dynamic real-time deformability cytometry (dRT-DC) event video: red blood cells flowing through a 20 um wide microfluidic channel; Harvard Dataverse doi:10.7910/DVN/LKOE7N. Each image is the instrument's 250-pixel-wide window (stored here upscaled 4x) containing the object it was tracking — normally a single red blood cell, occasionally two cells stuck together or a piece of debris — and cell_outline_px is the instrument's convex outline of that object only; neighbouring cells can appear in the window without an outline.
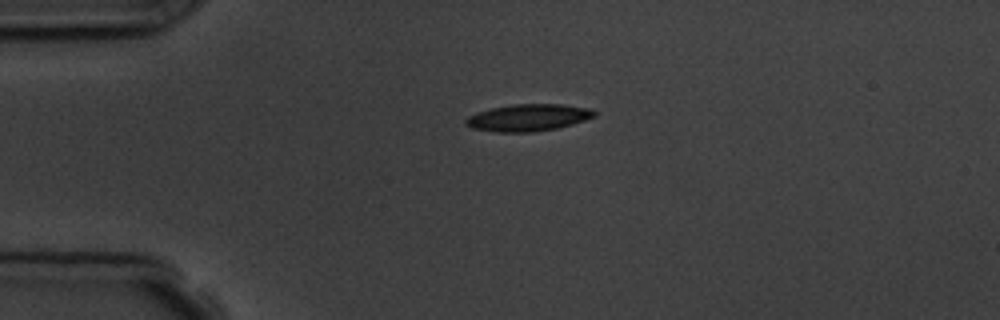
{"species": "common noctule bat (a hibernating species)", "species_latin": "Nyctalus noctula", "temperature_condition": "room temperature", "stored_images_in_passage": 2, "camera_frame_rate_fps": 3000, "um_per_image_px": 0.085, "animal": {"sex": "male", "body_mass_g": 19.5, "forearm_length_mm": 54.6}, "frame": {"image": 1, "passage_image": 1, "time_ms": 0.0, "image_size_px": [1000, 320], "cell_outline_px": [[596, 116], [572, 124], [556, 128], [532, 132], [496, 132], [472, 128], [464, 124], [464, 120], [468, 116], [476, 112], [492, 108], [512, 104], [560, 104], [588, 108], [596, 112]], "centroid_in_image_um": [44.85, 10.0], "position_along_channel_um": 40.1, "area_um2": 20.17}}